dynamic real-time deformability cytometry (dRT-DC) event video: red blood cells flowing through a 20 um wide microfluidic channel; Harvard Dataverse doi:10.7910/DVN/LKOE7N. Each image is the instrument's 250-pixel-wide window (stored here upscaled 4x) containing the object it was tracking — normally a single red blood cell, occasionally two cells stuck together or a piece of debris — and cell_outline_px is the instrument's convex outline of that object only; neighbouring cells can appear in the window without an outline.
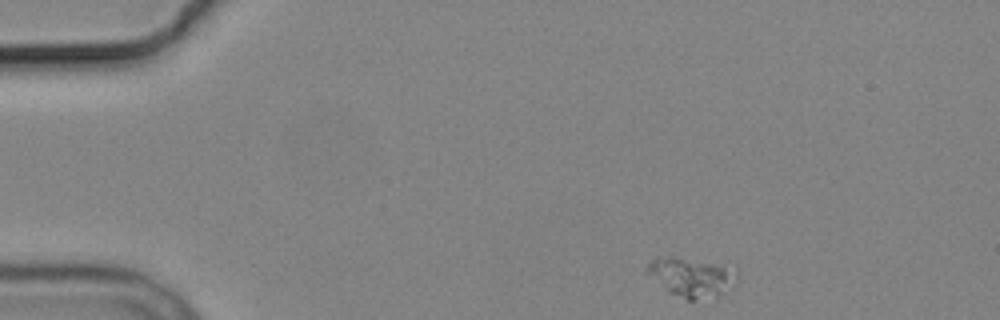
{"species": "common noctule bat (a hibernating species)", "species_latin": "Nyctalus noctula", "temperature_condition": "cold", "stored_images_in_passage": 3, "camera_frame_rate_fps": 3000, "um_per_image_px": 0.085, "animal": {"sex": "male", "body_mass_g": 19.2, "forearm_length_mm": 51.8}, "frame": {"image": 1, "passage_image": 1, "time_ms": 0.0, "image_size_px": [1000, 320], "cell_outline_px": [[736, 276], [716, 296], [692, 300], [688, 300], [668, 292], [644, 272], [644, 268], [652, 260], [668, 256], [672, 256], [736, 268]], "centroid_in_image_um": [58.64, 23.54], "position_along_channel_um": 26.4, "area_um2": 19.71}}